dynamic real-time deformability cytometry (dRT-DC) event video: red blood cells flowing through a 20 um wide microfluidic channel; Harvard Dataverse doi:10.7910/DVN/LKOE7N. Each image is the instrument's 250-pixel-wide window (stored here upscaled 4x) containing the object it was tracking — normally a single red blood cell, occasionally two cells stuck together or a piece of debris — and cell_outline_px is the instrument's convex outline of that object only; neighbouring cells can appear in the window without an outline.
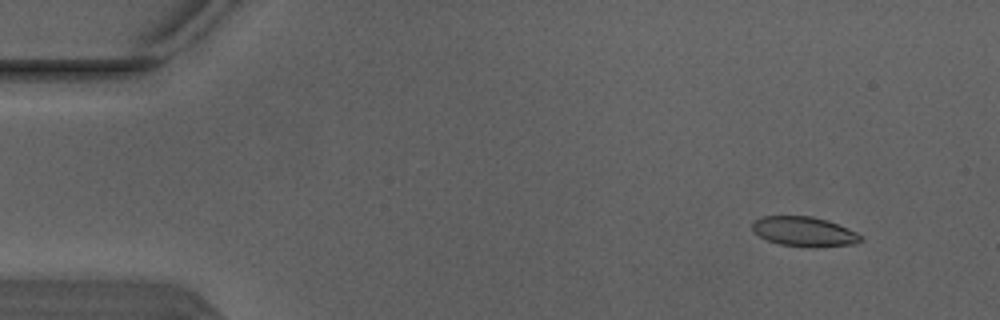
{"species": "Egyptian fruit bat (a non-hibernating species)", "species_latin": "Rousettus aegyptiacus", "temperature_condition": "warm", "stored_images_in_passage": 6, "camera_frame_rate_fps": 3000, "um_per_image_px": 0.085, "animal": {"sex": "male"}, "frame": {"image": 1, "passage_image": 2, "time_ms": 0.333, "image_size_px": [1000, 320], "cell_outline_px": [[864, 240], [856, 244], [812, 248], [780, 244], [768, 240], [760, 236], [752, 228], [752, 224], [756, 220], [764, 216], [812, 216], [828, 220], [848, 228], [856, 232]], "centroid_in_image_um": [68.41, 19.69], "position_along_channel_um": 16.6, "area_um2": 18.79}}
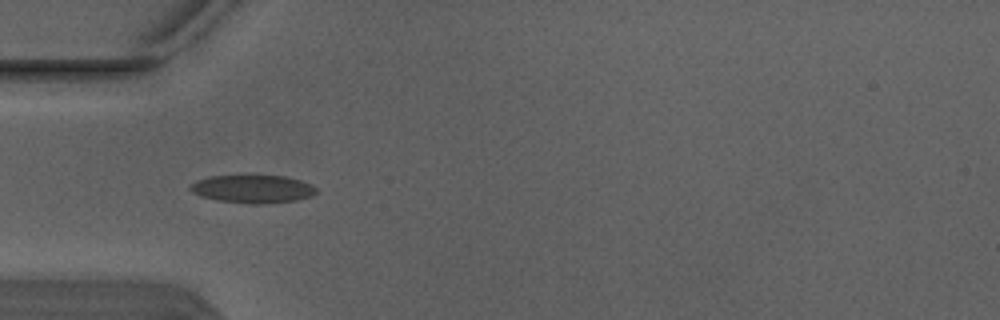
{"frame": {"image": 2, "passage_image": 5, "time_ms": 1.333, "image_size_px": [1000, 320], "cell_outline_px": [[320, 192], [312, 196], [296, 200], [264, 204], [252, 204], [216, 200], [200, 196], [192, 192], [188, 188], [196, 180], [208, 176], [284, 176], [300, 180], [312, 184]], "centroid_in_image_um": [21.5, 16.07], "position_along_channel_um": 63.5, "area_um2": 20.69}}
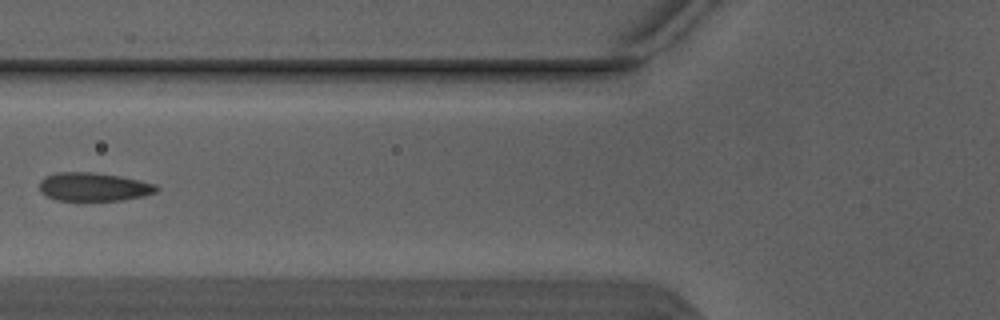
{"frame": {"image": 3, "passage_image": 6, "time_ms": 1.667, "image_size_px": [1000, 320], "cell_outline_px": [[160, 188], [156, 192], [144, 196], [124, 200], [56, 200], [40, 192], [40, 180], [44, 176], [56, 172], [92, 172], [120, 176], [156, 184]], "centroid_in_image_um": [7.96, 15.88], "position_along_channel_um": 117.8, "area_um2": 19.48}}